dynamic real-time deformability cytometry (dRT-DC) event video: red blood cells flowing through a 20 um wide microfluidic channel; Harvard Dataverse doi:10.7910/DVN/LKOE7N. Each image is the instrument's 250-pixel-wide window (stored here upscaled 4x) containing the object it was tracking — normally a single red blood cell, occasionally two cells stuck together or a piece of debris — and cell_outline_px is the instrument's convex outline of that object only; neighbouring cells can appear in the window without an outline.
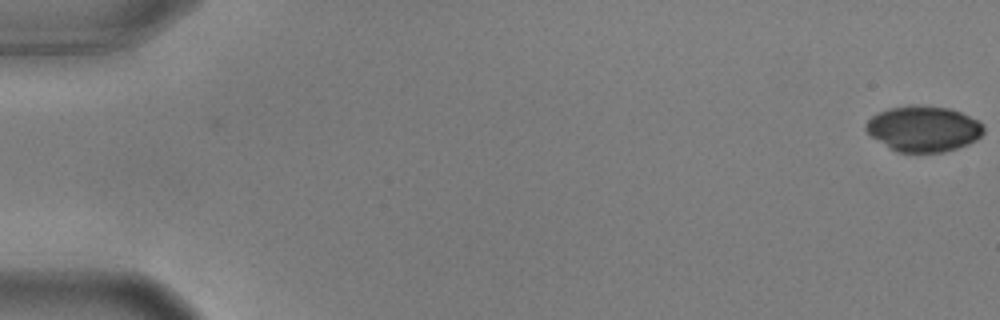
{"species": "common noctule bat (a hibernating species)", "species_latin": "Nyctalus noctula", "temperature_condition": "warm", "stored_images_in_passage": 56, "camera_frame_rate_fps": 3000, "um_per_image_px": 0.085, "animal": {"sex": "male", "body_mass_g": 17.9, "forearm_length_mm": 54.2}, "frame": {"image": 1, "passage_image": 1, "time_ms": 0.0, "image_size_px": [1000, 320], "cell_outline_px": [[984, 132], [976, 140], [968, 144], [944, 152], [896, 152], [872, 136], [864, 128], [868, 120], [872, 116], [888, 108], [912, 104], [916, 104], [948, 108], [960, 112], [980, 120], [984, 124]], "centroid_in_image_um": [78.52, 10.93], "position_along_channel_um": 6.5, "area_um2": 31.39}}
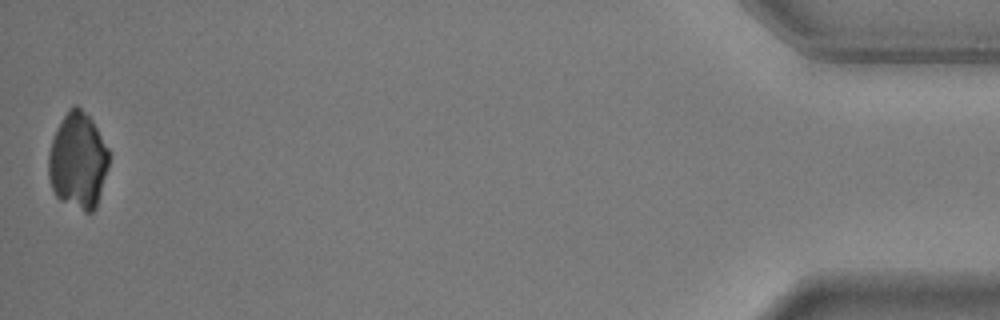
{"frame": {"image": 2, "passage_image": 56, "time_ms": 18.333, "image_size_px": [1000, 320], "cell_outline_px": [[108, 168], [96, 208], [92, 212], [84, 212], [60, 200], [56, 196], [52, 188], [48, 176], [48, 152], [56, 128], [68, 108], [72, 104], [76, 104], [92, 120], [108, 148]], "centroid_in_image_um": [6.61, 13.66], "position_along_channel_um": 428.6, "area_um2": 34.04}}